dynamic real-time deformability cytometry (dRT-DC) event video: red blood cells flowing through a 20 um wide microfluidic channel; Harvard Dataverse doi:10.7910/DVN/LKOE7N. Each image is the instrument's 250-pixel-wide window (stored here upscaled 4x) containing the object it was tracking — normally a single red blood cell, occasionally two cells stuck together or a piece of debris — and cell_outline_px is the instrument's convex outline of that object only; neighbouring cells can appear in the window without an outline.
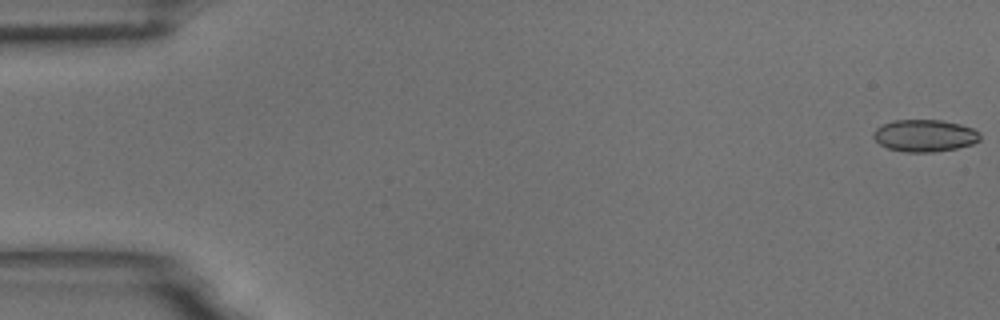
{"species": "common noctule bat (a hibernating species)", "species_latin": "Nyctalus noctula", "temperature_condition": "room temperature", "stored_images_in_passage": 57, "camera_frame_rate_fps": 3000, "um_per_image_px": 0.085, "animal": {"sex": "male", "body_mass_g": 18.8}, "frame": {"image": 1, "passage_image": 1, "time_ms": 0.0, "image_size_px": [1000, 320], "cell_outline_px": [[980, 140], [972, 144], [956, 148], [936, 152], [904, 152], [888, 148], [880, 144], [872, 136], [872, 132], [876, 128], [892, 120], [940, 120], [960, 124], [972, 128], [980, 132]], "centroid_in_image_um": [78.59, 11.53], "position_along_channel_um": 6.4, "area_um2": 20.0}}
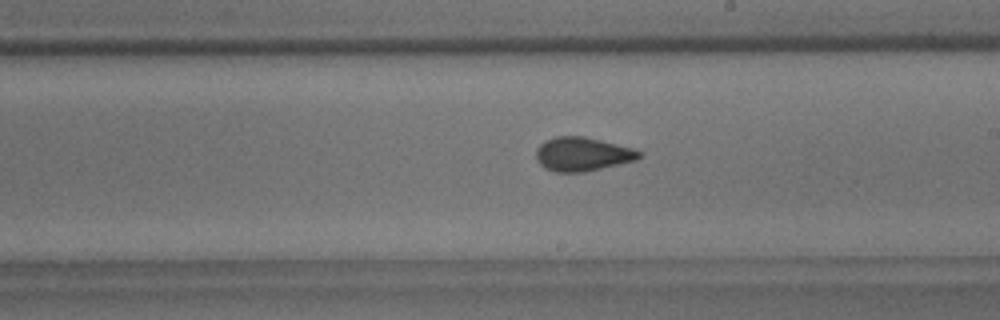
{"frame": {"image": 2, "passage_image": 33, "time_ms": 10.667, "image_size_px": [1000, 320], "cell_outline_px": [[644, 152], [636, 160], [584, 172], [556, 172], [544, 168], [536, 160], [536, 148], [540, 144], [556, 136], [584, 136], [632, 148]], "centroid_in_image_um": [49.49, 13.1], "position_along_channel_um": 239.5, "area_um2": 20.23}}
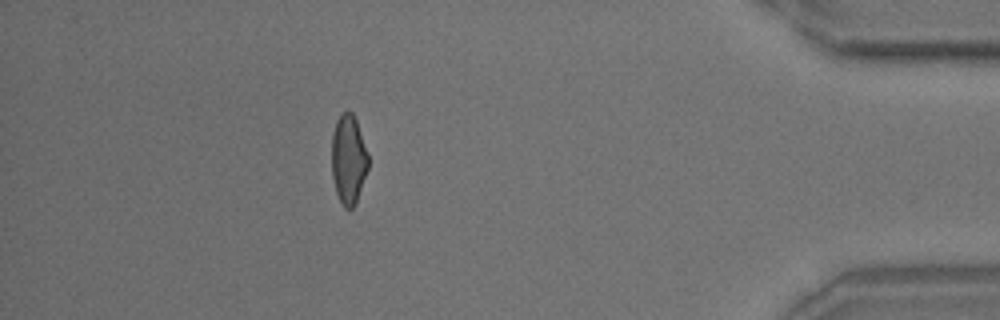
{"frame": {"image": 3, "passage_image": 51, "time_ms": 16.667, "image_size_px": [1000, 320], "cell_outline_px": [[368, 168], [356, 204], [352, 208], [344, 208], [336, 192], [332, 176], [332, 132], [336, 120], [340, 112], [348, 108], [352, 112], [356, 120], [368, 152]], "centroid_in_image_um": [29.62, 13.5], "position_along_channel_um": 405.6, "area_um2": 19.31}, "authors_computed_cell_mechanics": {"area_um2": 19.9988, "velocity_mm_per_s": 3.562, "shape_relaxation_time_tau1_ms": 7.7825, "shape_relaxation_time_tau2_ms": 1.3112, "deformation_change_tau1": 0.1487, "deformation_change_tau2": 0.0821}}